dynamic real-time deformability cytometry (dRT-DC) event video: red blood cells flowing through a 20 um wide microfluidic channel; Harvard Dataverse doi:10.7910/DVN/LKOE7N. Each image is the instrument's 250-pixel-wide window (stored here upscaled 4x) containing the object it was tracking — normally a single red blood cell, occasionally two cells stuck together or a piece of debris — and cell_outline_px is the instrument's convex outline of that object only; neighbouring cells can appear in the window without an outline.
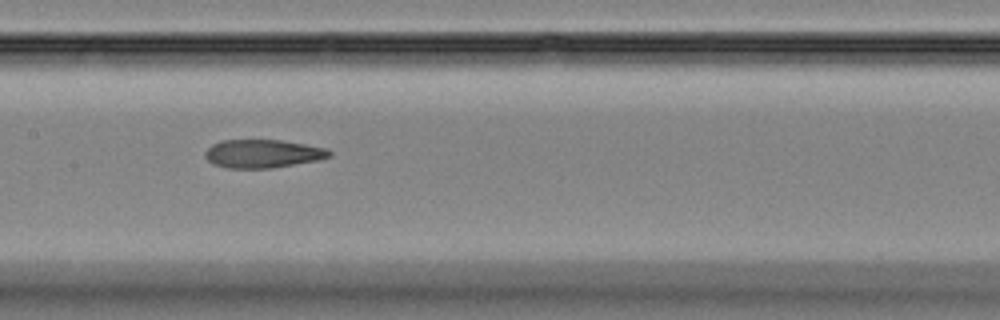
{"species": "Egyptian fruit bat (a non-hibernating species)", "species_latin": "Rousettus aegyptiacus", "temperature_condition": "room temperature", "stored_images_in_passage": 20, "camera_frame_rate_fps": 3000, "um_per_image_px": 0.085, "animal": {"sex": "female"}, "frame": {"image": 1, "passage_image": 10, "time_ms": 3.0, "image_size_px": [1000, 320], "cell_outline_px": [[332, 156], [320, 160], [272, 168], [228, 168], [212, 164], [204, 156], [204, 152], [212, 144], [220, 140], [280, 140], [328, 148], [332, 152]], "centroid_in_image_um": [22.35, 13.06], "position_along_channel_um": 185.1, "area_um2": 20.69}}